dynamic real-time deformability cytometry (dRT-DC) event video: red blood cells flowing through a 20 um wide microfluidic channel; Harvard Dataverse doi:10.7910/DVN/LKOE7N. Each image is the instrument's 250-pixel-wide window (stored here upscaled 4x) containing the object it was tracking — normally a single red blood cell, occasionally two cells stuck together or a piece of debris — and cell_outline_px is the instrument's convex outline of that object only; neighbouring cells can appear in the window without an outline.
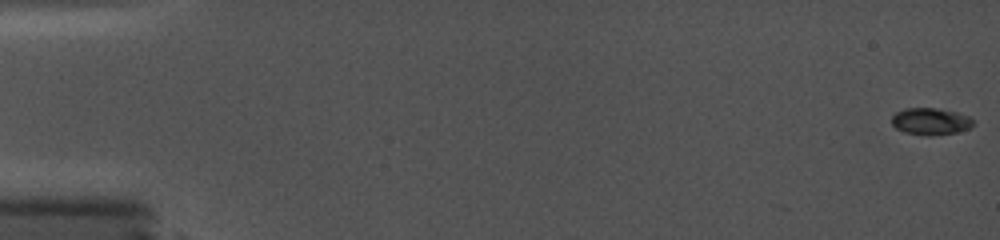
{"species": "common noctule bat (a hibernating species)", "species_latin": "Nyctalus noctula", "temperature_condition": "cold", "stored_images_in_passage": 11, "camera_frame_rate_fps": 5000, "um_per_image_px": 0.085, "animal": {"sex": "female", "body_mass_g": 19.0, "forearm_length_mm": 56.7}, "frame": {"image": 1, "passage_image": 1, "time_ms": 0.0, "image_size_px": [1000, 240], "cell_outline_px": [[972, 128], [956, 132], [928, 136], [904, 132], [896, 128], [892, 124], [892, 116], [896, 112], [904, 108], [936, 108], [956, 112], [968, 116], [972, 120]], "centroid_in_image_um": [79.08, 10.32], "position_along_channel_um": 5.9, "area_um2": 12.72}}